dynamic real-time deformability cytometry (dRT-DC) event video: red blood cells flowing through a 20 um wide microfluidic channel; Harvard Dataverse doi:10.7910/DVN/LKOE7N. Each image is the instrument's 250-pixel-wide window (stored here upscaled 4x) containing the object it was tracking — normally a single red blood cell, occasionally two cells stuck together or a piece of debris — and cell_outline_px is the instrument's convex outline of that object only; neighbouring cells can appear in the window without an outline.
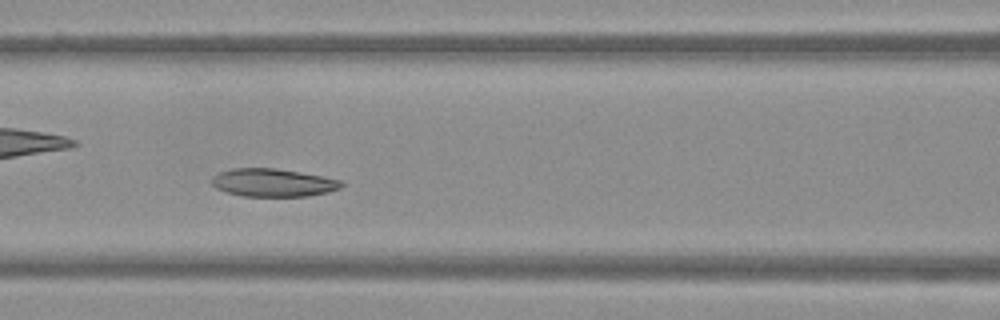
{"species": "Egyptian fruit bat (a non-hibernating species)", "species_latin": "Rousettus aegyptiacus", "temperature_condition": "warm", "stored_images_in_passage": 44, "camera_frame_rate_fps": 3000, "um_per_image_px": 0.085, "frame": {"image": 1, "passage_image": 16, "time_ms": 5.0, "image_size_px": [1000, 320], "cell_outline_px": [[344, 184], [340, 188], [328, 192], [308, 196], [244, 196], [228, 192], [216, 188], [212, 184], [212, 176], [220, 172], [232, 168], [276, 168], [300, 172], [344, 180]], "centroid_in_image_um": [23.24, 15.52], "position_along_channel_um": 143.4, "area_um2": 21.15}}
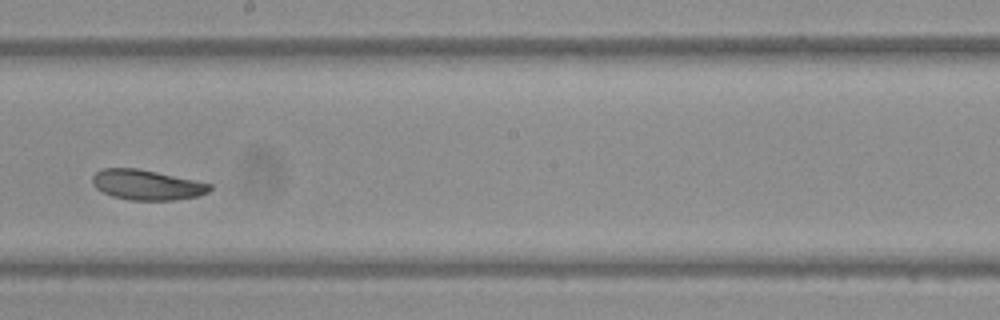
{"frame": {"image": 2, "passage_image": 23, "time_ms": 7.333, "image_size_px": [1000, 320], "cell_outline_px": [[212, 188], [208, 192], [196, 196], [172, 200], [132, 200], [112, 196], [96, 188], [92, 184], [92, 176], [100, 168], [136, 168], [156, 172], [212, 184]], "centroid_in_image_um": [12.44, 15.71], "position_along_channel_um": 235.8, "area_um2": 20.4}}
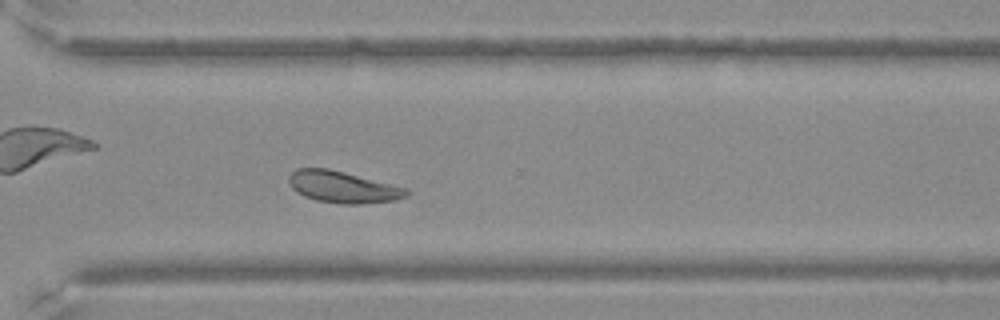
{"frame": {"image": 3, "passage_image": 31, "time_ms": 10.0, "image_size_px": [1000, 320], "cell_outline_px": [[412, 192], [408, 196], [396, 200], [360, 204], [340, 204], [316, 200], [304, 196], [292, 188], [288, 180], [288, 176], [296, 168], [328, 168], [408, 188]], "centroid_in_image_um": [29.17, 15.9], "position_along_channel_um": 341.4, "area_um2": 21.79}}